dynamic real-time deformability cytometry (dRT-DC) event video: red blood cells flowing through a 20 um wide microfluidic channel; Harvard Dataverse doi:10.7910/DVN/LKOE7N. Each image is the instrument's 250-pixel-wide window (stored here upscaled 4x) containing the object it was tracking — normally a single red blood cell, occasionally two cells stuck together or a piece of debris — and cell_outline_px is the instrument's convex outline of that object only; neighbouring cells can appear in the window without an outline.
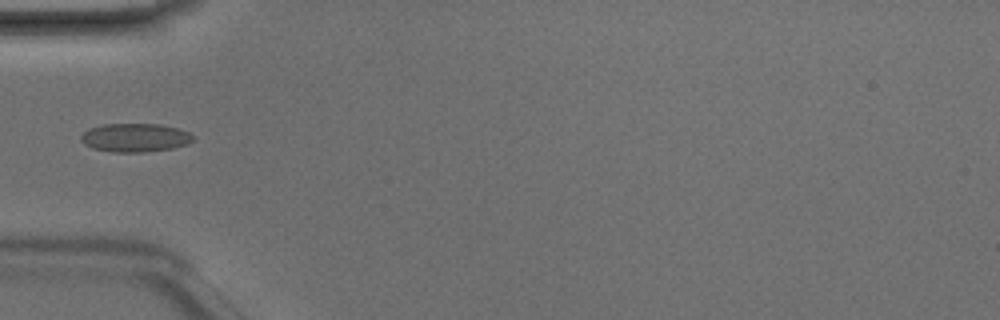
{"species": "Egyptian fruit bat (a non-hibernating species)", "species_latin": "Rousettus aegyptiacus", "temperature_condition": "room temperature", "stored_images_in_passage": 33, "camera_frame_rate_fps": 3000, "um_per_image_px": 0.085, "animal": {"sex": "male"}, "frame": {"image": 1, "passage_image": 1, "time_ms": 0.0, "image_size_px": [1000, 320], "cell_outline_px": [[192, 140], [188, 144], [172, 148], [144, 152], [112, 152], [92, 148], [84, 144], [80, 140], [80, 136], [88, 128], [100, 124], [160, 124], [176, 128], [188, 132], [192, 136]], "centroid_in_image_um": [11.42, 11.7], "position_along_channel_um": 73.6, "area_um2": 18.67}}
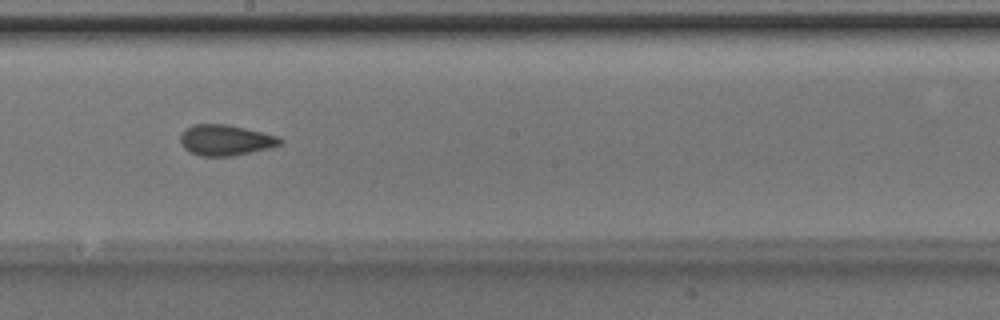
{"frame": {"image": 2, "passage_image": 12, "time_ms": 3.667, "image_size_px": [1000, 320], "cell_outline_px": [[284, 140], [280, 144], [272, 148], [232, 156], [200, 156], [188, 152], [184, 148], [180, 140], [180, 136], [192, 124], [224, 124], [244, 128], [280, 136]], "centroid_in_image_um": [19.2, 11.92], "position_along_channel_um": 229.0, "area_um2": 17.92}}
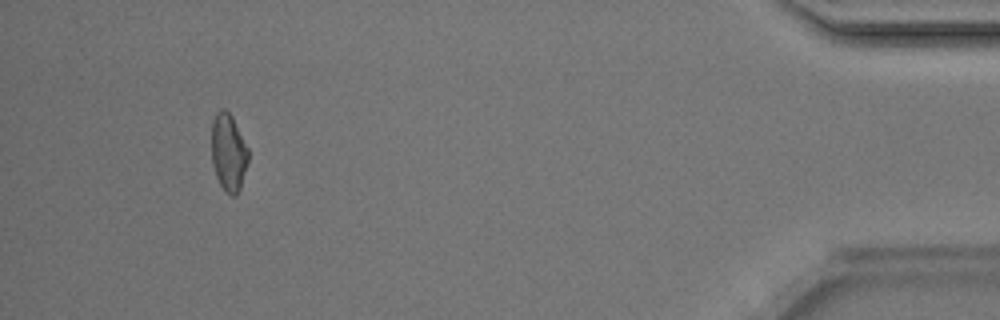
{"frame": {"image": 3, "passage_image": 30, "time_ms": 9.667, "image_size_px": [1000, 320], "cell_outline_px": [[248, 160], [240, 188], [236, 196], [232, 196], [224, 192], [216, 176], [212, 164], [212, 120], [216, 112], [220, 108], [224, 108], [232, 116], [248, 148]], "centroid_in_image_um": [19.41, 12.95], "position_along_channel_um": 415.8, "area_um2": 16.65}}